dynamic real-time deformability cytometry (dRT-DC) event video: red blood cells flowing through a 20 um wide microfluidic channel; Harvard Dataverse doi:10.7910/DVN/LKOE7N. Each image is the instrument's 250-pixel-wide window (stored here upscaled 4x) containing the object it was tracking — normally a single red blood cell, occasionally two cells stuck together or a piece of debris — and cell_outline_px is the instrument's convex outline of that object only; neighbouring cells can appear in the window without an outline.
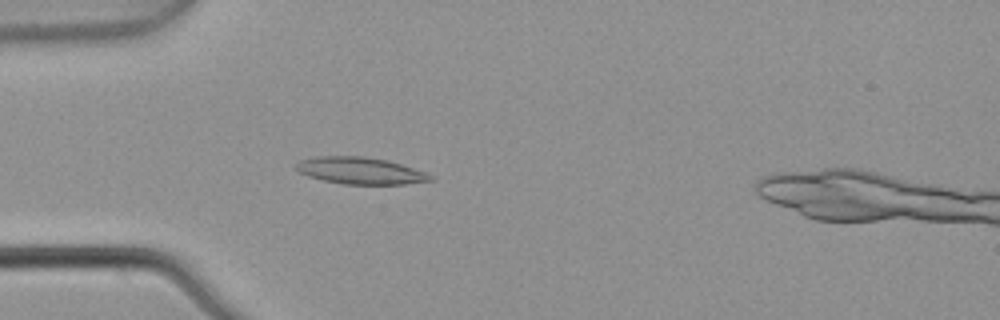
{"species": "common noctule bat (a hibernating species)", "species_latin": "Nyctalus noctula", "temperature_condition": "warm", "stored_images_in_passage": 4, "camera_frame_rate_fps": 3000, "um_per_image_px": 0.085, "animal": {"sex": "male", "body_mass_g": 21.5, "forearm_length_mm": 52.0}, "frame": {"image": 1, "passage_image": 4, "time_ms": 1.0, "image_size_px": [1000, 320], "cell_outline_px": [[436, 180], [404, 184], [344, 184], [324, 180], [308, 176], [300, 172], [296, 168], [296, 164], [300, 160], [316, 156], [364, 156], [388, 160], [424, 172], [432, 176]], "centroid_in_image_um": [30.63, 14.5], "position_along_channel_um": 54.4, "area_um2": 20.87}}